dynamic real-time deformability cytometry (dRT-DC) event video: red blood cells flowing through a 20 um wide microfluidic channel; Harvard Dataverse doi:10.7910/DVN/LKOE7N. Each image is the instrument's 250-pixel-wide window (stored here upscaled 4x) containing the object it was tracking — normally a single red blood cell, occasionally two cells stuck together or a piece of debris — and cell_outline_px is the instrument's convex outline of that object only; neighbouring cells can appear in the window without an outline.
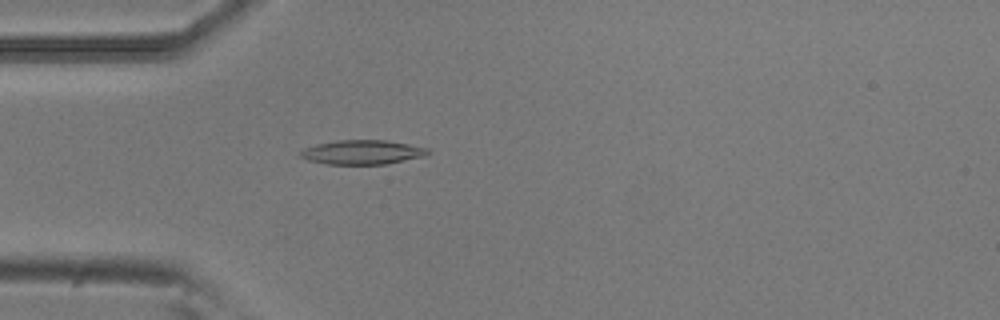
{"species": "common noctule bat (a hibernating species)", "species_latin": "Nyctalus noctula", "temperature_condition": "room temperature", "stored_images_in_passage": 53, "camera_frame_rate_fps": 3000, "um_per_image_px": 0.085, "animal": {"sex": "male", "body_mass_g": 20.5, "forearm_length_mm": 52.5}, "frame": {"image": 1, "passage_image": 15, "time_ms": 4.667, "image_size_px": [1000, 320], "cell_outline_px": [[432, 152], [428, 156], [388, 164], [328, 164], [308, 160], [300, 156], [300, 152], [304, 148], [316, 144], [336, 140], [384, 140], [408, 144], [428, 148]], "centroid_in_image_um": [30.86, 12.94], "position_along_channel_um": 54.1, "area_um2": 18.21}}
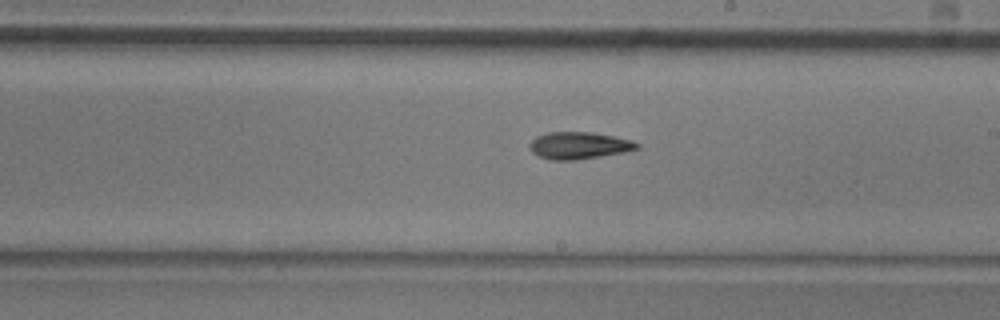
{"frame": {"image": 2, "passage_image": 30, "time_ms": 9.667, "image_size_px": [1000, 320], "cell_outline_px": [[640, 148], [624, 152], [576, 160], [548, 160], [532, 152], [528, 148], [528, 144], [536, 136], [548, 132], [592, 132], [632, 140], [640, 144]], "centroid_in_image_um": [49.19, 12.37], "position_along_channel_um": 239.8, "area_um2": 16.99}}
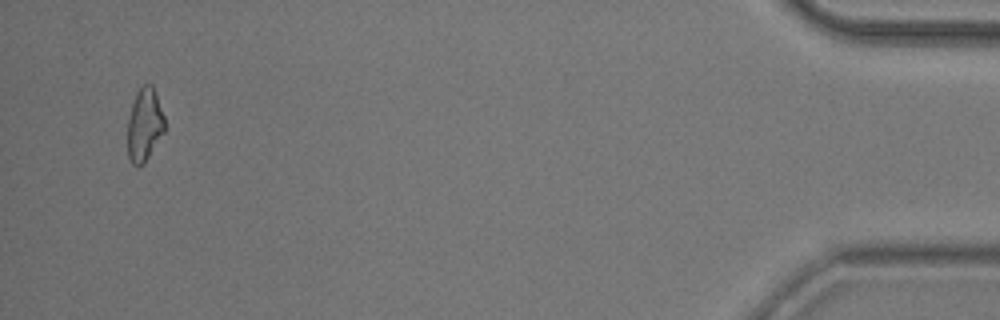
{"frame": {"image": 3, "passage_image": 51, "time_ms": 16.667, "image_size_px": [1000, 320], "cell_outline_px": [[164, 132], [144, 164], [132, 164], [128, 156], [128, 116], [136, 92], [144, 84], [152, 84], [164, 116]], "centroid_in_image_um": [12.27, 10.6], "position_along_channel_um": 422.9, "area_um2": 15.61}, "authors_computed_cell_mechanics": {"area_um2": 16.8198, "velocity_mm_per_s": 3.8032, "shape_relaxation_time_tau1_ms": 9.9972, "shape_relaxation_time_tau2_ms": null, "deformation_change_tau1": 0.2259, "deformation_change_tau2": null}}